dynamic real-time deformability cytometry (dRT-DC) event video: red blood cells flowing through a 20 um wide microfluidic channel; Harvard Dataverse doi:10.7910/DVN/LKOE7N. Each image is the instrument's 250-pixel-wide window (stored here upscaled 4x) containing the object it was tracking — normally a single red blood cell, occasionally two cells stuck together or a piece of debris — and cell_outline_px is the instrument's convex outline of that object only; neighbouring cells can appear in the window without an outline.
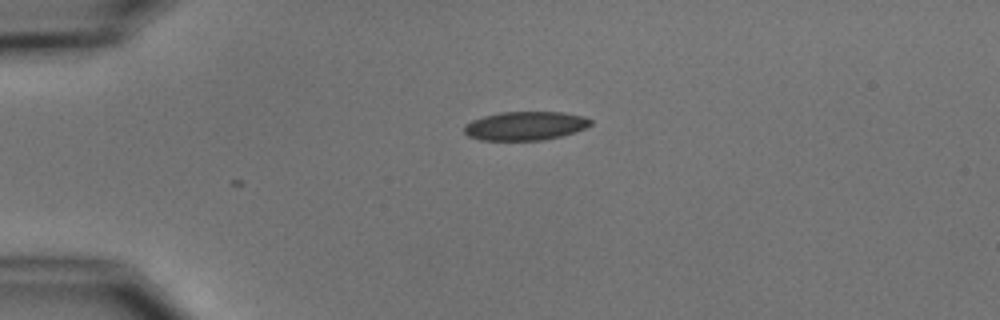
{"species": "common noctule bat (a hibernating species)", "species_latin": "Nyctalus noctula", "temperature_condition": "cold", "stored_images_in_passage": 2, "camera_frame_rate_fps": 3000, "um_per_image_px": 0.085, "animal": {"sex": "male", "body_mass_g": 15.6}, "frame": {"image": 1, "passage_image": 1, "time_ms": 0.0, "image_size_px": [1000, 320], "cell_outline_px": [[592, 124], [576, 132], [544, 140], [480, 140], [468, 136], [464, 132], [464, 124], [472, 120], [484, 116], [500, 112], [564, 112], [584, 116], [592, 120]], "centroid_in_image_um": [44.65, 10.69], "position_along_channel_um": 40.4, "area_um2": 21.27}}